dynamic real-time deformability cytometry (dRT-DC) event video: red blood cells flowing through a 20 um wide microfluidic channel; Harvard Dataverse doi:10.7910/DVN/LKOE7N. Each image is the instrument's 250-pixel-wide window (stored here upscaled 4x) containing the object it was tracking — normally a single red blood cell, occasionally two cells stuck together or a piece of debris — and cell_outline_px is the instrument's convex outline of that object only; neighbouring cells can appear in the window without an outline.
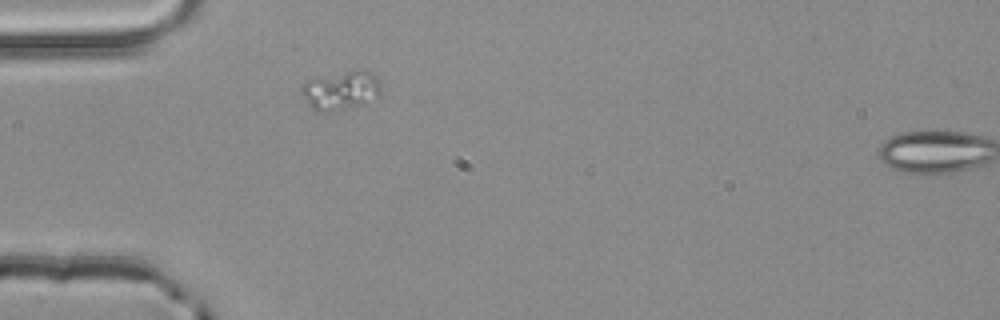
{"species": "common noctule bat (a hibernating species)", "species_latin": "Nyctalus noctula", "temperature_condition": "room temperature", "stored_images_in_passage": 2, "segment_of_instrument_passage": [1, 2], "camera_frame_rate_fps": 3000, "um_per_image_px": 0.085, "animal": {"sex": "male", "body_mass_g": 20.4}, "frame": {"image": 1, "passage_image": 1, "time_ms": 0.0, "image_size_px": [1000, 320], "cell_outline_px": [[380, 96], [352, 108], [324, 112], [316, 112], [304, 100], [300, 92], [300, 88], [304, 80], [352, 68], [364, 68], [376, 76], [380, 80]], "centroid_in_image_um": [28.95, 7.64], "position_along_channel_um": 56.0, "area_um2": 18.84}}